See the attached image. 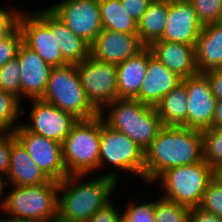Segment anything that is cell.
Returning <instances> with one entry per match:
<instances>
[{"label": "cell", "mask_w": 222, "mask_h": 222, "mask_svg": "<svg viewBox=\"0 0 222 222\" xmlns=\"http://www.w3.org/2000/svg\"><path fill=\"white\" fill-rule=\"evenodd\" d=\"M203 160L202 133L183 126H163L145 151L144 183L164 171Z\"/></svg>", "instance_id": "obj_1"}, {"label": "cell", "mask_w": 222, "mask_h": 222, "mask_svg": "<svg viewBox=\"0 0 222 222\" xmlns=\"http://www.w3.org/2000/svg\"><path fill=\"white\" fill-rule=\"evenodd\" d=\"M86 176L67 175L59 182L58 219L64 222H87L97 210L112 200L118 182L100 174L97 178L85 180Z\"/></svg>", "instance_id": "obj_2"}, {"label": "cell", "mask_w": 222, "mask_h": 222, "mask_svg": "<svg viewBox=\"0 0 222 222\" xmlns=\"http://www.w3.org/2000/svg\"><path fill=\"white\" fill-rule=\"evenodd\" d=\"M99 115L108 126L132 139L144 152L163 127L156 108L137 99L117 98Z\"/></svg>", "instance_id": "obj_3"}, {"label": "cell", "mask_w": 222, "mask_h": 222, "mask_svg": "<svg viewBox=\"0 0 222 222\" xmlns=\"http://www.w3.org/2000/svg\"><path fill=\"white\" fill-rule=\"evenodd\" d=\"M12 187L5 195L1 212L22 221L49 222L57 218L59 181Z\"/></svg>", "instance_id": "obj_4"}, {"label": "cell", "mask_w": 222, "mask_h": 222, "mask_svg": "<svg viewBox=\"0 0 222 222\" xmlns=\"http://www.w3.org/2000/svg\"><path fill=\"white\" fill-rule=\"evenodd\" d=\"M101 116L78 120L62 143L68 175H89L99 170Z\"/></svg>", "instance_id": "obj_5"}, {"label": "cell", "mask_w": 222, "mask_h": 222, "mask_svg": "<svg viewBox=\"0 0 222 222\" xmlns=\"http://www.w3.org/2000/svg\"><path fill=\"white\" fill-rule=\"evenodd\" d=\"M213 178L214 169L203 159L194 164L167 169L152 184L160 183L163 192L160 196L164 199L193 208L199 206Z\"/></svg>", "instance_id": "obj_6"}, {"label": "cell", "mask_w": 222, "mask_h": 222, "mask_svg": "<svg viewBox=\"0 0 222 222\" xmlns=\"http://www.w3.org/2000/svg\"><path fill=\"white\" fill-rule=\"evenodd\" d=\"M41 100L69 113L77 120H88L99 115L85 95L76 64L53 67Z\"/></svg>", "instance_id": "obj_7"}, {"label": "cell", "mask_w": 222, "mask_h": 222, "mask_svg": "<svg viewBox=\"0 0 222 222\" xmlns=\"http://www.w3.org/2000/svg\"><path fill=\"white\" fill-rule=\"evenodd\" d=\"M105 165V166H104ZM113 167V171L103 173L119 182L117 171L133 173L144 181L145 152L125 134L112 129L101 117L99 169Z\"/></svg>", "instance_id": "obj_8"}, {"label": "cell", "mask_w": 222, "mask_h": 222, "mask_svg": "<svg viewBox=\"0 0 222 222\" xmlns=\"http://www.w3.org/2000/svg\"><path fill=\"white\" fill-rule=\"evenodd\" d=\"M76 66L85 95L99 113L118 98L115 64L99 61L89 55Z\"/></svg>", "instance_id": "obj_9"}, {"label": "cell", "mask_w": 222, "mask_h": 222, "mask_svg": "<svg viewBox=\"0 0 222 222\" xmlns=\"http://www.w3.org/2000/svg\"><path fill=\"white\" fill-rule=\"evenodd\" d=\"M48 8L89 45L103 29L99 0H61Z\"/></svg>", "instance_id": "obj_10"}, {"label": "cell", "mask_w": 222, "mask_h": 222, "mask_svg": "<svg viewBox=\"0 0 222 222\" xmlns=\"http://www.w3.org/2000/svg\"><path fill=\"white\" fill-rule=\"evenodd\" d=\"M14 134L31 159L51 180L60 182L68 175L63 161L62 143L30 132L22 122Z\"/></svg>", "instance_id": "obj_11"}, {"label": "cell", "mask_w": 222, "mask_h": 222, "mask_svg": "<svg viewBox=\"0 0 222 222\" xmlns=\"http://www.w3.org/2000/svg\"><path fill=\"white\" fill-rule=\"evenodd\" d=\"M31 104L30 120L22 124L32 133L63 143L78 120L41 99H32Z\"/></svg>", "instance_id": "obj_12"}, {"label": "cell", "mask_w": 222, "mask_h": 222, "mask_svg": "<svg viewBox=\"0 0 222 222\" xmlns=\"http://www.w3.org/2000/svg\"><path fill=\"white\" fill-rule=\"evenodd\" d=\"M187 90V128L204 130L211 128L217 99L213 95L207 77L203 73L184 78Z\"/></svg>", "instance_id": "obj_13"}, {"label": "cell", "mask_w": 222, "mask_h": 222, "mask_svg": "<svg viewBox=\"0 0 222 222\" xmlns=\"http://www.w3.org/2000/svg\"><path fill=\"white\" fill-rule=\"evenodd\" d=\"M18 25L23 35V43L35 51L44 62L53 67L68 64L56 45L55 34H52L51 29L33 11H21Z\"/></svg>", "instance_id": "obj_14"}, {"label": "cell", "mask_w": 222, "mask_h": 222, "mask_svg": "<svg viewBox=\"0 0 222 222\" xmlns=\"http://www.w3.org/2000/svg\"><path fill=\"white\" fill-rule=\"evenodd\" d=\"M144 47L138 34L102 29L90 45V55L99 61L118 65Z\"/></svg>", "instance_id": "obj_15"}, {"label": "cell", "mask_w": 222, "mask_h": 222, "mask_svg": "<svg viewBox=\"0 0 222 222\" xmlns=\"http://www.w3.org/2000/svg\"><path fill=\"white\" fill-rule=\"evenodd\" d=\"M202 29L189 0H169L166 26L160 40L195 46Z\"/></svg>", "instance_id": "obj_16"}, {"label": "cell", "mask_w": 222, "mask_h": 222, "mask_svg": "<svg viewBox=\"0 0 222 222\" xmlns=\"http://www.w3.org/2000/svg\"><path fill=\"white\" fill-rule=\"evenodd\" d=\"M17 57L20 61L21 102L41 99L46 91L53 66L24 43L19 47ZM24 98V99H23Z\"/></svg>", "instance_id": "obj_17"}, {"label": "cell", "mask_w": 222, "mask_h": 222, "mask_svg": "<svg viewBox=\"0 0 222 222\" xmlns=\"http://www.w3.org/2000/svg\"><path fill=\"white\" fill-rule=\"evenodd\" d=\"M182 80L183 78L155 58L148 47L147 71L136 99L155 107L161 98L182 83Z\"/></svg>", "instance_id": "obj_18"}, {"label": "cell", "mask_w": 222, "mask_h": 222, "mask_svg": "<svg viewBox=\"0 0 222 222\" xmlns=\"http://www.w3.org/2000/svg\"><path fill=\"white\" fill-rule=\"evenodd\" d=\"M33 12L55 34L56 45L68 64H78L90 55V45L76 36L48 7Z\"/></svg>", "instance_id": "obj_19"}, {"label": "cell", "mask_w": 222, "mask_h": 222, "mask_svg": "<svg viewBox=\"0 0 222 222\" xmlns=\"http://www.w3.org/2000/svg\"><path fill=\"white\" fill-rule=\"evenodd\" d=\"M149 48L155 58L181 78L184 79L198 73L195 64V46L157 40Z\"/></svg>", "instance_id": "obj_20"}, {"label": "cell", "mask_w": 222, "mask_h": 222, "mask_svg": "<svg viewBox=\"0 0 222 222\" xmlns=\"http://www.w3.org/2000/svg\"><path fill=\"white\" fill-rule=\"evenodd\" d=\"M7 183L16 186L42 185L51 179L31 159L24 146L12 132V148L10 154Z\"/></svg>", "instance_id": "obj_21"}, {"label": "cell", "mask_w": 222, "mask_h": 222, "mask_svg": "<svg viewBox=\"0 0 222 222\" xmlns=\"http://www.w3.org/2000/svg\"><path fill=\"white\" fill-rule=\"evenodd\" d=\"M198 73L220 69L222 65V21L203 26L195 45Z\"/></svg>", "instance_id": "obj_22"}, {"label": "cell", "mask_w": 222, "mask_h": 222, "mask_svg": "<svg viewBox=\"0 0 222 222\" xmlns=\"http://www.w3.org/2000/svg\"><path fill=\"white\" fill-rule=\"evenodd\" d=\"M148 64V47L129 57L117 67L118 98L136 99L143 83Z\"/></svg>", "instance_id": "obj_23"}, {"label": "cell", "mask_w": 222, "mask_h": 222, "mask_svg": "<svg viewBox=\"0 0 222 222\" xmlns=\"http://www.w3.org/2000/svg\"><path fill=\"white\" fill-rule=\"evenodd\" d=\"M168 10L169 0H153L138 20L137 34L144 46L149 47L153 42L162 38Z\"/></svg>", "instance_id": "obj_24"}, {"label": "cell", "mask_w": 222, "mask_h": 222, "mask_svg": "<svg viewBox=\"0 0 222 222\" xmlns=\"http://www.w3.org/2000/svg\"><path fill=\"white\" fill-rule=\"evenodd\" d=\"M163 126L187 127V90L182 82L173 88L155 106Z\"/></svg>", "instance_id": "obj_25"}, {"label": "cell", "mask_w": 222, "mask_h": 222, "mask_svg": "<svg viewBox=\"0 0 222 222\" xmlns=\"http://www.w3.org/2000/svg\"><path fill=\"white\" fill-rule=\"evenodd\" d=\"M99 9L103 29L137 34V22L128 16L120 0H99Z\"/></svg>", "instance_id": "obj_26"}, {"label": "cell", "mask_w": 222, "mask_h": 222, "mask_svg": "<svg viewBox=\"0 0 222 222\" xmlns=\"http://www.w3.org/2000/svg\"><path fill=\"white\" fill-rule=\"evenodd\" d=\"M21 105L13 94L0 90V131L14 132L20 126L18 120L25 113Z\"/></svg>", "instance_id": "obj_27"}, {"label": "cell", "mask_w": 222, "mask_h": 222, "mask_svg": "<svg viewBox=\"0 0 222 222\" xmlns=\"http://www.w3.org/2000/svg\"><path fill=\"white\" fill-rule=\"evenodd\" d=\"M203 159L214 170L222 166V128H207L201 131Z\"/></svg>", "instance_id": "obj_28"}, {"label": "cell", "mask_w": 222, "mask_h": 222, "mask_svg": "<svg viewBox=\"0 0 222 222\" xmlns=\"http://www.w3.org/2000/svg\"><path fill=\"white\" fill-rule=\"evenodd\" d=\"M159 197L154 201L156 222H190V207Z\"/></svg>", "instance_id": "obj_29"}, {"label": "cell", "mask_w": 222, "mask_h": 222, "mask_svg": "<svg viewBox=\"0 0 222 222\" xmlns=\"http://www.w3.org/2000/svg\"><path fill=\"white\" fill-rule=\"evenodd\" d=\"M20 67L17 56L0 67V90L13 94L21 101Z\"/></svg>", "instance_id": "obj_30"}, {"label": "cell", "mask_w": 222, "mask_h": 222, "mask_svg": "<svg viewBox=\"0 0 222 222\" xmlns=\"http://www.w3.org/2000/svg\"><path fill=\"white\" fill-rule=\"evenodd\" d=\"M202 26L222 21V0H189Z\"/></svg>", "instance_id": "obj_31"}, {"label": "cell", "mask_w": 222, "mask_h": 222, "mask_svg": "<svg viewBox=\"0 0 222 222\" xmlns=\"http://www.w3.org/2000/svg\"><path fill=\"white\" fill-rule=\"evenodd\" d=\"M198 207L222 217V184L215 178L209 182Z\"/></svg>", "instance_id": "obj_32"}, {"label": "cell", "mask_w": 222, "mask_h": 222, "mask_svg": "<svg viewBox=\"0 0 222 222\" xmlns=\"http://www.w3.org/2000/svg\"><path fill=\"white\" fill-rule=\"evenodd\" d=\"M23 43V35L19 25L10 33L0 35V67L17 56L20 45Z\"/></svg>", "instance_id": "obj_33"}, {"label": "cell", "mask_w": 222, "mask_h": 222, "mask_svg": "<svg viewBox=\"0 0 222 222\" xmlns=\"http://www.w3.org/2000/svg\"><path fill=\"white\" fill-rule=\"evenodd\" d=\"M122 211V222H156L154 217V201L133 202L128 201L127 206Z\"/></svg>", "instance_id": "obj_34"}, {"label": "cell", "mask_w": 222, "mask_h": 222, "mask_svg": "<svg viewBox=\"0 0 222 222\" xmlns=\"http://www.w3.org/2000/svg\"><path fill=\"white\" fill-rule=\"evenodd\" d=\"M12 148V132L0 131V174L7 176L9 172Z\"/></svg>", "instance_id": "obj_35"}, {"label": "cell", "mask_w": 222, "mask_h": 222, "mask_svg": "<svg viewBox=\"0 0 222 222\" xmlns=\"http://www.w3.org/2000/svg\"><path fill=\"white\" fill-rule=\"evenodd\" d=\"M111 200L103 208L97 210L87 222H122V211H118Z\"/></svg>", "instance_id": "obj_36"}, {"label": "cell", "mask_w": 222, "mask_h": 222, "mask_svg": "<svg viewBox=\"0 0 222 222\" xmlns=\"http://www.w3.org/2000/svg\"><path fill=\"white\" fill-rule=\"evenodd\" d=\"M20 11L23 10L17 8L7 10L3 6L0 7V35L10 33L18 25Z\"/></svg>", "instance_id": "obj_37"}, {"label": "cell", "mask_w": 222, "mask_h": 222, "mask_svg": "<svg viewBox=\"0 0 222 222\" xmlns=\"http://www.w3.org/2000/svg\"><path fill=\"white\" fill-rule=\"evenodd\" d=\"M152 1L153 0H120L121 6H124L128 16L132 17L136 22L142 17Z\"/></svg>", "instance_id": "obj_38"}, {"label": "cell", "mask_w": 222, "mask_h": 222, "mask_svg": "<svg viewBox=\"0 0 222 222\" xmlns=\"http://www.w3.org/2000/svg\"><path fill=\"white\" fill-rule=\"evenodd\" d=\"M203 74L207 77L210 89L217 101H222V71L214 69L206 71Z\"/></svg>", "instance_id": "obj_39"}, {"label": "cell", "mask_w": 222, "mask_h": 222, "mask_svg": "<svg viewBox=\"0 0 222 222\" xmlns=\"http://www.w3.org/2000/svg\"><path fill=\"white\" fill-rule=\"evenodd\" d=\"M190 222H222V217L202 210L199 207L191 208Z\"/></svg>", "instance_id": "obj_40"}, {"label": "cell", "mask_w": 222, "mask_h": 222, "mask_svg": "<svg viewBox=\"0 0 222 222\" xmlns=\"http://www.w3.org/2000/svg\"><path fill=\"white\" fill-rule=\"evenodd\" d=\"M213 128H222V101L216 102L215 112L212 119Z\"/></svg>", "instance_id": "obj_41"}, {"label": "cell", "mask_w": 222, "mask_h": 222, "mask_svg": "<svg viewBox=\"0 0 222 222\" xmlns=\"http://www.w3.org/2000/svg\"><path fill=\"white\" fill-rule=\"evenodd\" d=\"M5 186H8L6 176L0 174V208L5 197Z\"/></svg>", "instance_id": "obj_42"}, {"label": "cell", "mask_w": 222, "mask_h": 222, "mask_svg": "<svg viewBox=\"0 0 222 222\" xmlns=\"http://www.w3.org/2000/svg\"><path fill=\"white\" fill-rule=\"evenodd\" d=\"M214 178L222 184V166L214 170Z\"/></svg>", "instance_id": "obj_43"}, {"label": "cell", "mask_w": 222, "mask_h": 222, "mask_svg": "<svg viewBox=\"0 0 222 222\" xmlns=\"http://www.w3.org/2000/svg\"><path fill=\"white\" fill-rule=\"evenodd\" d=\"M0 222H26V221H22L18 218H13L7 215L5 217V215H3V217H0Z\"/></svg>", "instance_id": "obj_44"}, {"label": "cell", "mask_w": 222, "mask_h": 222, "mask_svg": "<svg viewBox=\"0 0 222 222\" xmlns=\"http://www.w3.org/2000/svg\"><path fill=\"white\" fill-rule=\"evenodd\" d=\"M49 222H64V221H62V220L56 218V219H54V220H50Z\"/></svg>", "instance_id": "obj_45"}]
</instances>
